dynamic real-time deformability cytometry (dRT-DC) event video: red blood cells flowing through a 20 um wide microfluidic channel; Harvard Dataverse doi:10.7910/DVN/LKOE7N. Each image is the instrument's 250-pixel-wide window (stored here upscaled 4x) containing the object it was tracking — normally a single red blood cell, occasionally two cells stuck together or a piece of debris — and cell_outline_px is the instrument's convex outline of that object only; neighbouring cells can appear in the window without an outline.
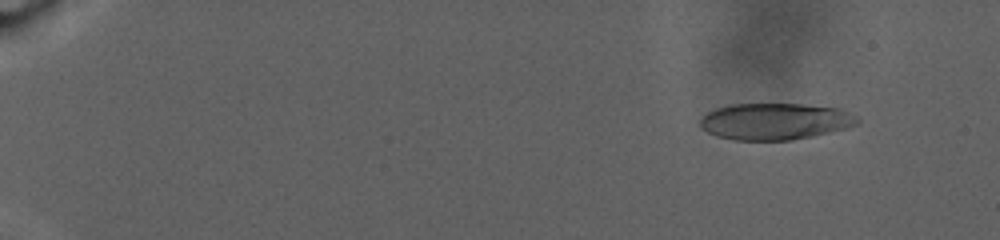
{"species": "human", "species_latin": "Homo sapiens", "temperature_condition": "warm", "stored_images_in_passage": 93, "camera_frame_rate_fps": 3000, "um_per_image_px": 0.085, "donor": {"sex": "male"}, "frame": {"image": 1, "passage_image": 11, "time_ms": 3.333, "image_size_px": [1000, 240], "cell_outline_px": [[860, 124], [812, 136], [788, 140], [736, 140], [716, 136], [700, 128], [700, 116], [716, 108], [732, 104], [800, 104], [840, 108], [856, 116], [860, 120]], "centroid_in_image_um": [65.85, 10.31], "position_along_channel_um": 19.1, "area_um2": 33.52}}
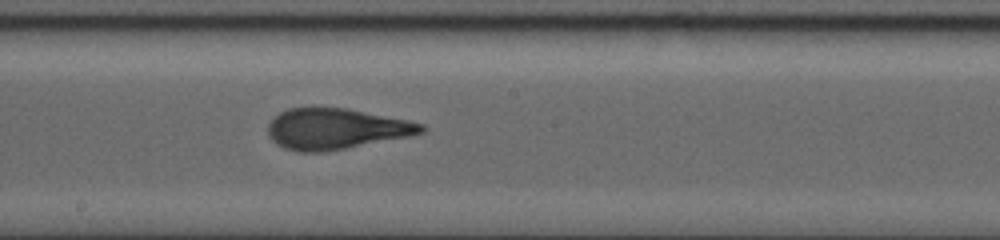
{"frame": {"image": 2, "passage_image": 57, "time_ms": 18.667, "image_size_px": [1000, 240], "cell_outline_px": [[428, 128], [424, 132], [408, 136], [344, 148], [320, 152], [296, 152], [284, 148], [276, 144], [268, 136], [268, 124], [280, 112], [288, 108], [348, 108], [408, 120], [424, 124]], "centroid_in_image_um": [28.54, 10.95], "position_along_channel_um": 219.7, "area_um2": 36.24}}
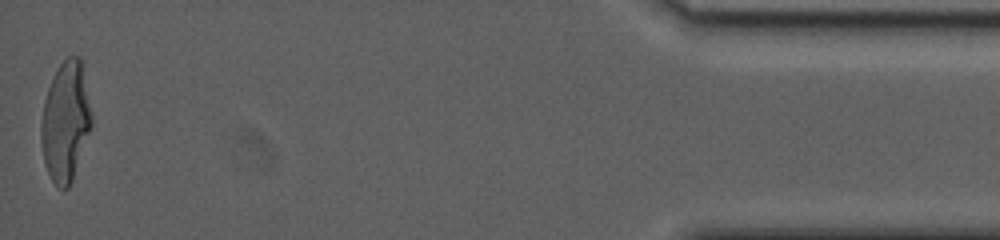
{"frame": {"image": 3, "passage_image": 92, "time_ms": 30.333, "image_size_px": [1000, 240], "cell_outline_px": [[92, 124], [72, 180], [68, 188], [60, 188], [52, 180], [48, 172], [44, 160], [40, 140], [40, 124], [44, 100], [48, 88], [60, 64], [68, 56], [80, 56], [92, 116]], "centroid_in_image_um": [5.56, 10.33], "position_along_channel_um": 429.6, "area_um2": 34.68}, "authors_computed_cell_mechanics": {"area_um2": 35.2002, "velocity_mm_per_s": 2.4107, "shape_relaxation_time_tau1_ms": 7.8785, "shape_relaxation_time_tau2_ms": 1.3296, "deformation_change_tau1": 0.2637, "deformation_change_tau2": 0.0975}}